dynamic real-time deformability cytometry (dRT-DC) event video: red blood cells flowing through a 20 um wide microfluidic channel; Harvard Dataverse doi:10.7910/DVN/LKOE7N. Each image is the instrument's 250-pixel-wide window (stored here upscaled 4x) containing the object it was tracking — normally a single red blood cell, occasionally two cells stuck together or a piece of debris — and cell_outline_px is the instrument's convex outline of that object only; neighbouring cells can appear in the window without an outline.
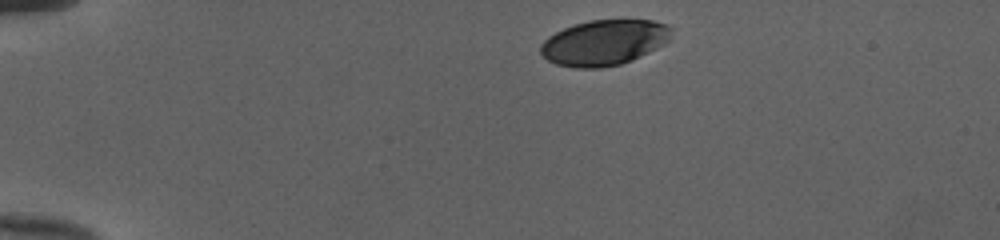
{"species": "human", "species_latin": "Homo sapiens", "temperature_condition": "cold", "stored_images_in_passage": 36, "camera_frame_rate_fps": 3000, "um_per_image_px": 0.085, "donor": {"sex": "female"}, "frame": {"image": 1, "passage_image": 1, "time_ms": 0.0, "image_size_px": [1000, 240], "cell_outline_px": [[672, 40], [632, 60], [620, 64], [600, 68], [576, 68], [556, 64], [548, 60], [540, 52], [540, 44], [548, 36], [564, 28], [588, 20], [652, 20], [668, 24], [672, 28]], "centroid_in_image_um": [51.38, 3.61], "position_along_channel_um": 33.6, "area_um2": 34.8}}
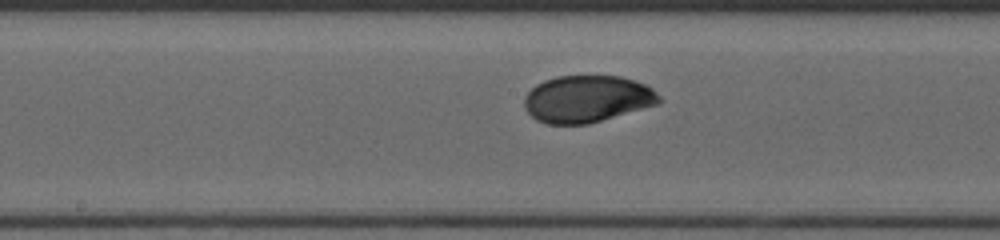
{"frame": {"image": 2, "passage_image": 19, "time_ms": 6.0, "image_size_px": [1000, 240], "cell_outline_px": [[664, 100], [660, 104], [588, 124], [544, 124], [536, 120], [524, 108], [524, 96], [536, 84], [544, 80], [556, 76], [620, 76], [644, 84], [652, 88]], "centroid_in_image_um": [49.91, 8.42], "position_along_channel_um": 198.3, "area_um2": 37.17}}
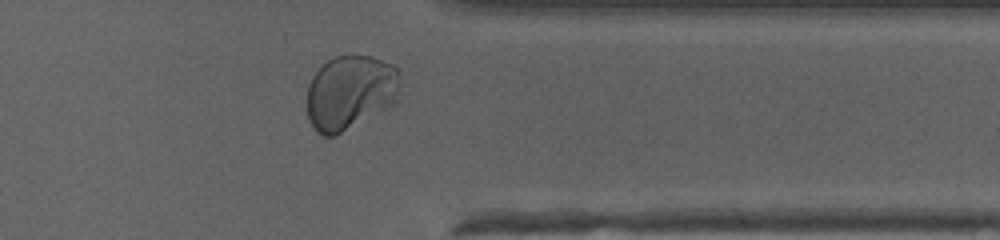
{"frame": {"image": 3, "passage_image": 33, "time_ms": 10.667, "image_size_px": [1000, 240], "cell_outline_px": [[400, 92], [384, 108], [340, 132], [332, 136], [324, 136], [316, 132], [308, 120], [308, 84], [312, 76], [328, 60], [336, 56], [372, 56], [392, 64], [400, 72]], "centroid_in_image_um": [29.74, 7.82], "position_along_channel_um": 381.7, "area_um2": 39.65}, "authors_computed_cell_mechanics": {"area_um2": 37.2521, "velocity_mm_per_s": 3.984, "shape_relaxation_time_tau1_ms": 3.1115, "shape_relaxation_time_tau2_ms": null, "deformation_change_tau1": 0.1426, "deformation_change_tau2": null}}